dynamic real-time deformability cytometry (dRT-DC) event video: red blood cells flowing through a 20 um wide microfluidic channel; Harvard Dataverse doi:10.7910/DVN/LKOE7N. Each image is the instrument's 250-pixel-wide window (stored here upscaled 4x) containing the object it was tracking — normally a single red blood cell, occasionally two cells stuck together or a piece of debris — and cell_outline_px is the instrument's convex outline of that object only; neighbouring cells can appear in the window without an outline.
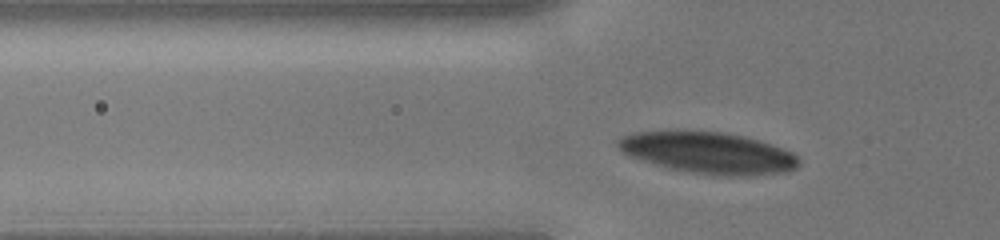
{"species": "human", "species_latin": "Homo sapiens", "temperature_condition": "cold", "stored_images_in_passage": 29, "camera_frame_rate_fps": 3000, "um_per_image_px": 0.085, "donor": {"sex": "male"}, "frame": {"image": 1, "passage_image": 5, "time_ms": 1.333, "image_size_px": [1000, 240], "cell_outline_px": [[800, 164], [796, 168], [788, 172], [748, 176], [720, 176], [692, 172], [668, 168], [628, 156], [616, 144], [616, 140], [620, 136], [632, 132], [664, 128], [684, 128], [720, 132], [744, 136], [760, 140], [772, 144], [792, 152], [800, 160]], "centroid_in_image_um": [60.14, 12.94], "position_along_channel_um": 65.7, "area_um2": 45.14}}
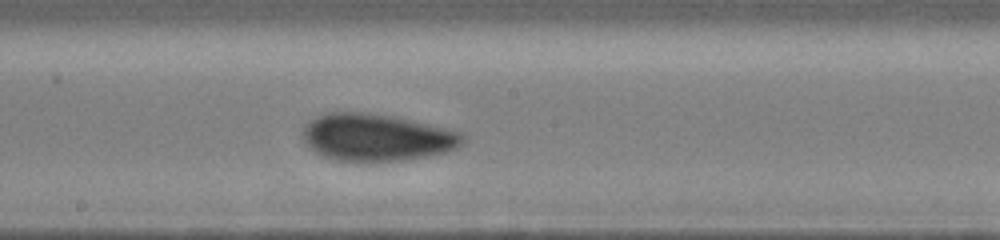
{"frame": {"image": 2, "passage_image": 15, "time_ms": 4.667, "image_size_px": [1000, 240], "cell_outline_px": [[464, 144], [448, 152], [408, 160], [336, 160], [324, 156], [308, 148], [300, 136], [304, 124], [316, 116], [324, 112], [364, 112], [392, 116], [428, 124], [460, 132], [464, 136]], "centroid_in_image_um": [31.96, 11.66], "position_along_channel_um": 216.2, "area_um2": 44.04}}
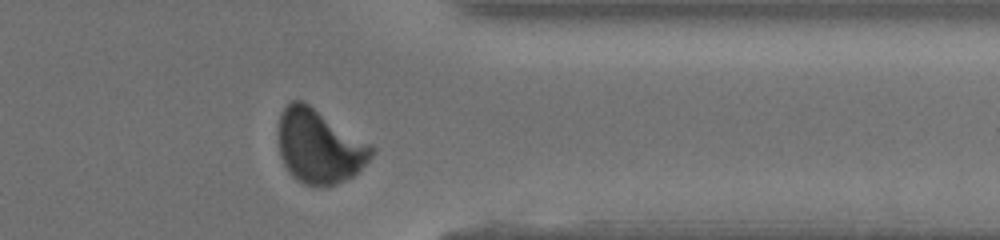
{"frame": {"image": 3, "passage_image": 26, "time_ms": 8.333, "image_size_px": [1000, 240], "cell_outline_px": [[376, 148], [372, 156], [352, 176], [324, 188], [304, 184], [296, 180], [288, 172], [280, 156], [276, 136], [280, 112], [292, 100], [304, 100], [372, 144]], "centroid_in_image_um": [27.1, 12.42], "position_along_channel_um": 384.3, "area_um2": 40.86}}